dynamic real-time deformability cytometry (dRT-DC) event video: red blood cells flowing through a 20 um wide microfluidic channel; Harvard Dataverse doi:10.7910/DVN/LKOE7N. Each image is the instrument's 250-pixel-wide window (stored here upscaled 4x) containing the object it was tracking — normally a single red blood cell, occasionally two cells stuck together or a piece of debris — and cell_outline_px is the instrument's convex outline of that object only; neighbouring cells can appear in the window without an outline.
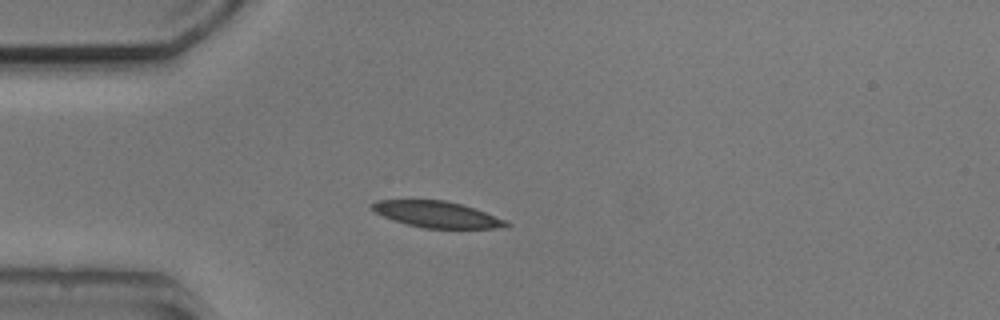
{"species": "common noctule bat (a hibernating species)", "species_latin": "Nyctalus noctula", "temperature_condition": "cold", "stored_images_in_passage": 4, "camera_frame_rate_fps": 3000, "um_per_image_px": 0.085, "animal": {"sex": "male", "body_mass_g": 20.5, "forearm_length_mm": 52.5}, "frame": {"image": 1, "passage_image": 3, "time_ms": 2.333, "image_size_px": [1000, 320], "cell_outline_px": [[512, 224], [508, 228], [424, 228], [408, 224], [384, 216], [376, 212], [372, 208], [372, 204], [376, 200], [444, 200], [460, 204], [484, 212], [504, 220]], "centroid_in_image_um": [37.17, 18.23], "position_along_channel_um": 47.8, "area_um2": 20.06}}